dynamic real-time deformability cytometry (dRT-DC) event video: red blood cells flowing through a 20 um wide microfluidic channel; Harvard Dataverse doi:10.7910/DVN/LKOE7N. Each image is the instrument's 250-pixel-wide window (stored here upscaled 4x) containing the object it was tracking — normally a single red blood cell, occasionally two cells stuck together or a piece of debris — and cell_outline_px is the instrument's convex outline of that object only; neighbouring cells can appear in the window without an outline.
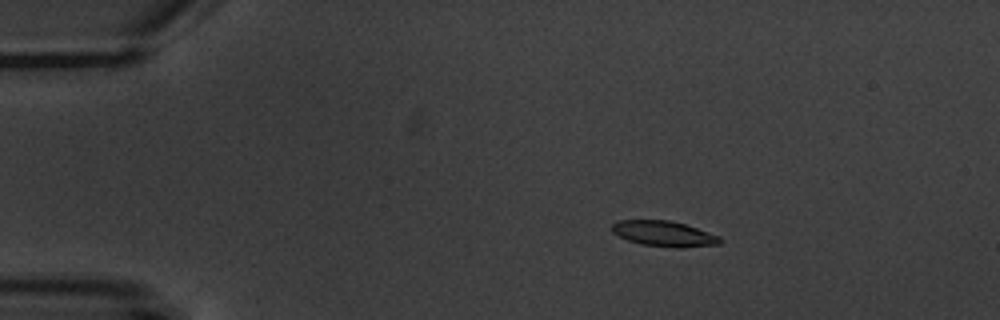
{"species": "common noctule bat (a hibernating species)", "species_latin": "Nyctalus noctula", "temperature_condition": "warm", "stored_images_in_passage": 5, "camera_frame_rate_fps": 3000, "um_per_image_px": 0.085, "animal": {"sex": "male", "body_mass_g": 20.1, "forearm_length_mm": 53.5}, "frame": {"image": 1, "passage_image": 3, "time_ms": 2.333, "image_size_px": [1000, 320], "cell_outline_px": [[724, 240], [720, 244], [680, 248], [676, 248], [640, 244], [628, 240], [612, 232], [612, 224], [620, 220], [668, 220], [684, 224], [720, 236]], "centroid_in_image_um": [56.46, 19.87], "position_along_channel_um": 28.5, "area_um2": 16.01}}